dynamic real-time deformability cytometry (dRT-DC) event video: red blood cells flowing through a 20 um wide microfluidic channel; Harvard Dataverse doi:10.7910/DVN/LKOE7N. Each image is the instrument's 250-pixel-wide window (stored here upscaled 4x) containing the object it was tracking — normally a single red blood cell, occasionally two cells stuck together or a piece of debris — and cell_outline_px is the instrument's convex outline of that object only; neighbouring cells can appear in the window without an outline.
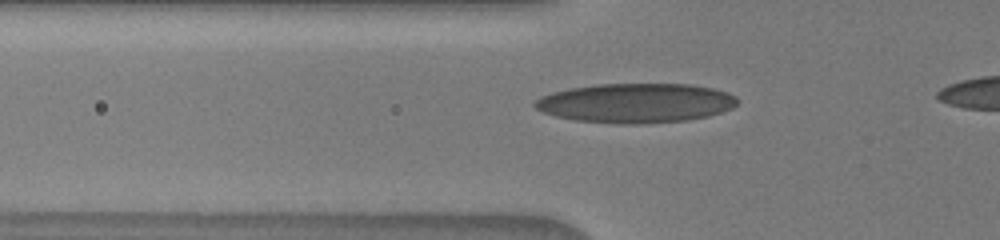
{"species": "human", "species_latin": "Homo sapiens", "temperature_condition": "warm", "stored_images_in_passage": 57, "camera_frame_rate_fps": 3000, "um_per_image_px": 0.085, "donor": {"sex": "male"}, "frame": {"image": 1, "passage_image": 14, "time_ms": 2.667, "image_size_px": [1000, 240], "cell_outline_px": [[740, 100], [732, 108], [708, 116], [688, 120], [644, 124], [616, 124], [576, 120], [556, 116], [544, 112], [536, 108], [532, 104], [532, 100], [540, 96], [552, 92], [568, 88], [596, 84], [688, 84], [712, 88], [728, 92], [736, 96]], "centroid_in_image_um": [54.02, 8.76], "position_along_channel_um": 71.8, "area_um2": 46.93}}
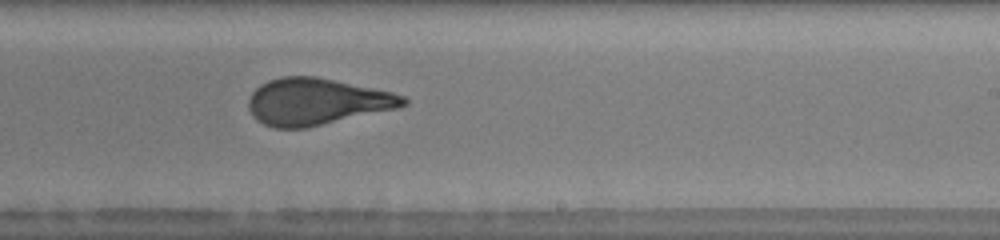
{"frame": {"image": 2, "passage_image": 36, "time_ms": 7.333, "image_size_px": [1000, 240], "cell_outline_px": [[408, 104], [400, 108], [308, 128], [272, 128], [256, 120], [252, 116], [248, 108], [248, 100], [252, 92], [260, 84], [268, 80], [284, 76], [316, 76], [392, 92], [404, 96], [408, 100]], "centroid_in_image_um": [26.92, 8.65], "position_along_channel_um": 262.1, "area_um2": 42.54}}
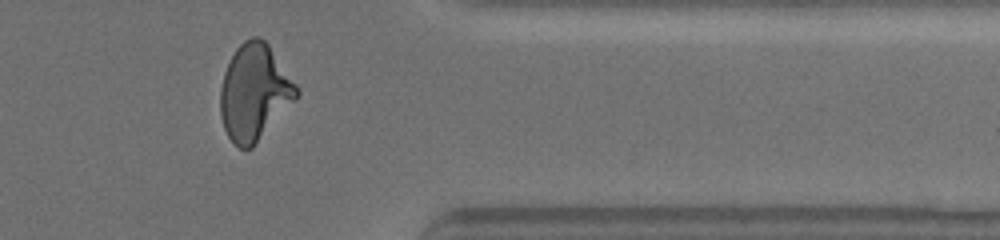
{"frame": {"image": 3, "passage_image": 52, "time_ms": 10.667, "image_size_px": [1000, 240], "cell_outline_px": [[300, 96], [252, 148], [240, 148], [228, 136], [224, 128], [220, 112], [220, 88], [224, 72], [236, 48], [244, 40], [252, 36], [260, 36], [268, 44], [300, 88]], "centroid_in_image_um": [21.65, 7.84], "position_along_channel_um": 389.7, "area_um2": 42.83}}